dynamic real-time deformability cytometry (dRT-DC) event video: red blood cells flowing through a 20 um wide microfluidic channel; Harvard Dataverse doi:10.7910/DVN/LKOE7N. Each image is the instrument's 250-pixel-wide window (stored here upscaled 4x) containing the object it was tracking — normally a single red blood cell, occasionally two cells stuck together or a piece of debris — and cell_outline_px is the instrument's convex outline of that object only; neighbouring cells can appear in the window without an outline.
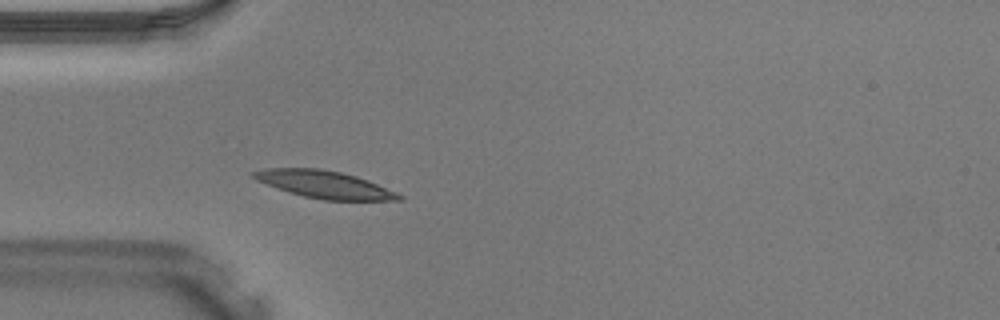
{"species": "Egyptian fruit bat (a non-hibernating species)", "species_latin": "Rousettus aegyptiacus", "temperature_condition": "warm", "stored_images_in_passage": 30, "camera_frame_rate_fps": 3000, "um_per_image_px": 0.085, "animal": {"sex": "male"}, "frame": {"image": 1, "passage_image": 1, "time_ms": 0.0, "image_size_px": [1000, 320], "cell_outline_px": [[404, 200], [324, 200], [304, 196], [288, 192], [256, 180], [252, 176], [252, 172], [264, 168], [320, 168], [340, 172], [356, 176], [368, 180], [396, 192], [404, 196]], "centroid_in_image_um": [27.58, 15.68], "position_along_channel_um": 57.4, "area_um2": 23.12}}
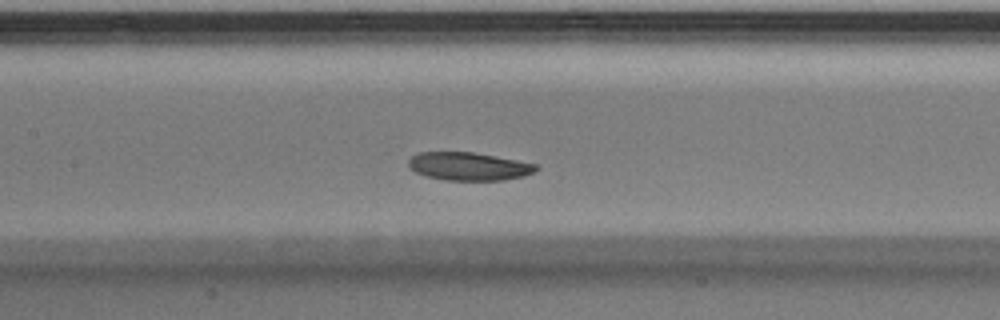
{"frame": {"image": 2, "passage_image": 8, "time_ms": 2.333, "image_size_px": [1000, 320], "cell_outline_px": [[540, 168], [524, 176], [504, 180], [444, 180], [428, 176], [416, 172], [408, 168], [408, 160], [412, 156], [420, 152], [472, 152], [516, 160], [536, 164]], "centroid_in_image_um": [39.83, 14.14], "position_along_channel_um": 167.6, "area_um2": 20.75}}
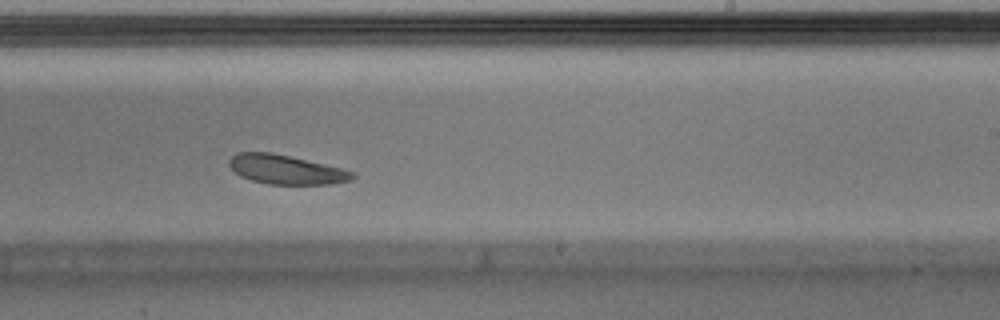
{"frame": {"image": 3, "passage_image": 14, "time_ms": 4.333, "image_size_px": [1000, 320], "cell_outline_px": [[356, 176], [352, 180], [328, 184], [268, 184], [252, 180], [240, 176], [228, 164], [228, 160], [232, 156], [240, 152], [272, 152], [340, 168], [352, 172]], "centroid_in_image_um": [24.28, 14.41], "position_along_channel_um": 264.7, "area_um2": 20.69}}